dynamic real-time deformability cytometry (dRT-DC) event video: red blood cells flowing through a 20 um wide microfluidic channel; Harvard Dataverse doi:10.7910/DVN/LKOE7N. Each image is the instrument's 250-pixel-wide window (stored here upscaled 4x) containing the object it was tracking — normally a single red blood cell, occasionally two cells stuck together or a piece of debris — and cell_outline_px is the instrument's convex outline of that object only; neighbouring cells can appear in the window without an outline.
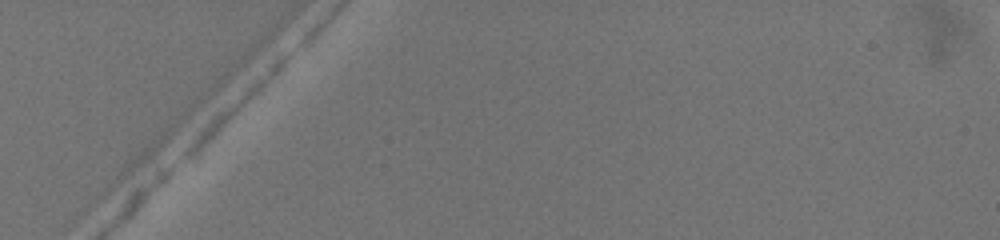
{"species": "common noctule bat (a hibernating species)", "species_latin": "Nyctalus noctula", "temperature_condition": "warm", "stored_images_in_passage": 2, "camera_frame_rate_fps": 3000, "um_per_image_px": 0.085, "animal": {"sex": "female", "body_mass_g": 19.5, "forearm_length_mm": 54.1}, "frame": {"image": 1, "passage_image": 1, "time_ms": 0.0, "image_size_px": [1000, 240], "cell_outline_px": [[292, 52], [288, 60], [260, 88], [188, 156], [180, 160], [180, 156], [196, 132], [212, 116], [280, 56], [288, 52]], "centroid_in_image_um": [19.85, 8.96], "position_along_channel_um": 65.2, "area_um2": 11.33}}